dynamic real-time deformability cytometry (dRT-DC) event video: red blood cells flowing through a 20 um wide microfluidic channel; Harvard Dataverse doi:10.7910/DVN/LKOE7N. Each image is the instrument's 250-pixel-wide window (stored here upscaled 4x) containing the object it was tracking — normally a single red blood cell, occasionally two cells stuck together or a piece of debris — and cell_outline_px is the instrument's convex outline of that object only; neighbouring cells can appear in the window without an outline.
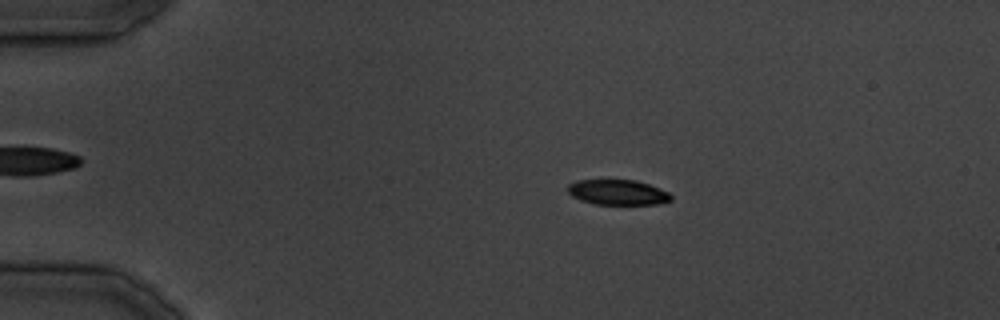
{"species": "common noctule bat (a hibernating species)", "species_latin": "Nyctalus noctula", "temperature_condition": "cold", "stored_images_in_passage": 25, "camera_frame_rate_fps": 3000, "um_per_image_px": 0.085, "animal": {"sex": "male", "body_mass_g": 19.5, "forearm_length_mm": 54.6}, "frame": {"image": 1, "passage_image": 7, "time_ms": 7.667, "image_size_px": [1000, 320], "cell_outline_px": [[672, 200], [660, 204], [592, 204], [580, 200], [572, 196], [568, 192], [568, 184], [576, 180], [636, 180], [660, 188], [668, 192], [672, 196]], "centroid_in_image_um": [52.51, 16.35], "position_along_channel_um": 32.5, "area_um2": 15.26}}
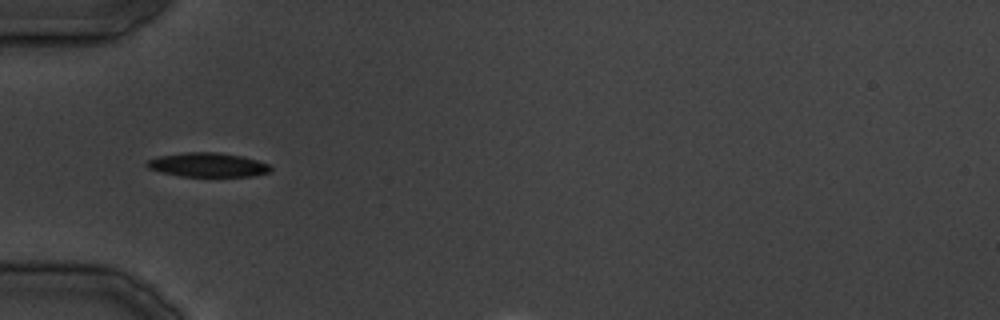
{"frame": {"image": 2, "passage_image": 12, "time_ms": 13.667, "image_size_px": [1000, 320], "cell_outline_px": [[272, 168], [268, 172], [252, 176], [180, 176], [160, 172], [148, 168], [144, 164], [148, 160], [156, 156], [184, 152], [220, 152], [240, 156], [256, 160], [268, 164]], "centroid_in_image_um": [17.59, 14.0], "position_along_channel_um": 67.4, "area_um2": 17.4}}
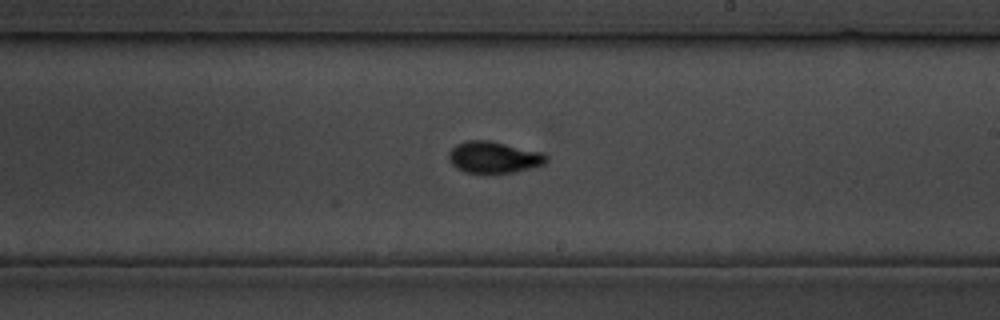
{"frame": {"image": 3, "passage_image": 22, "time_ms": 25.667, "image_size_px": [1000, 320], "cell_outline_px": [[548, 160], [544, 164], [512, 172], [488, 176], [484, 176], [464, 172], [456, 168], [448, 160], [448, 152], [456, 144], [468, 140], [488, 140], [544, 152], [548, 156]], "centroid_in_image_um": [41.94, 13.4], "position_along_channel_um": 247.1, "area_um2": 18.61}}